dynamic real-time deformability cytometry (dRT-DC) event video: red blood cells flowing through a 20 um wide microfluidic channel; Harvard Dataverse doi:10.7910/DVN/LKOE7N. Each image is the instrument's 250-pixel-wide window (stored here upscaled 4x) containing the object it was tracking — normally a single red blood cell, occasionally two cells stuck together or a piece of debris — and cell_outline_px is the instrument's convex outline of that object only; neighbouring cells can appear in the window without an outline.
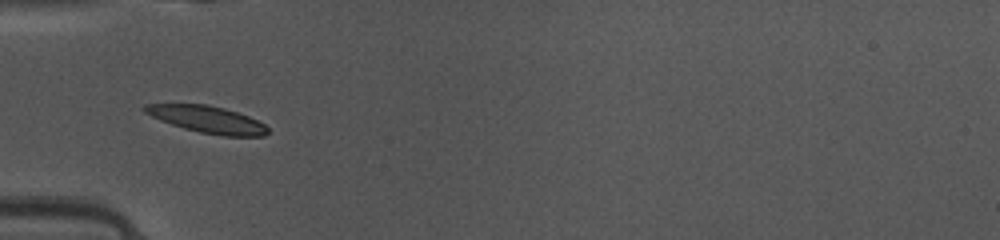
{"species": "common noctule bat (a hibernating species)", "species_latin": "Nyctalus noctula", "temperature_condition": "warm", "stored_images_in_passage": 33, "camera_frame_rate_fps": 3000, "um_per_image_px": 0.085, "animal": {"sex": "female", "body_mass_g": 10.0, "forearm_length_mm": 53.1}, "frame": {"image": 1, "passage_image": 1, "time_ms": 0.0, "image_size_px": [1000, 240], "cell_outline_px": [[268, 132], [264, 136], [224, 136], [200, 132], [184, 128], [160, 120], [144, 112], [140, 108], [144, 104], [208, 104], [224, 108], [248, 116], [264, 124], [268, 128]], "centroid_in_image_um": [17.59, 10.14], "position_along_channel_um": 67.4, "area_um2": 19.19}}
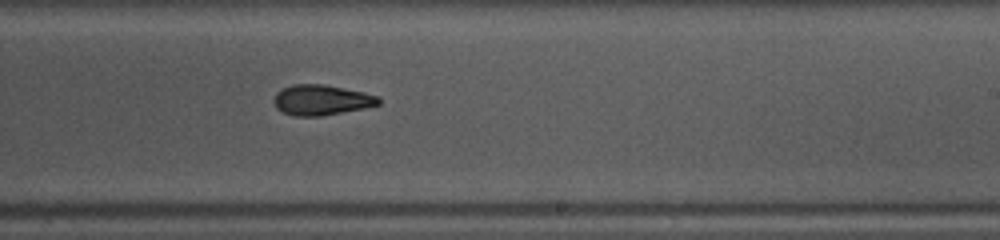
{"frame": {"image": 2, "passage_image": 15, "time_ms": 4.667, "image_size_px": [1000, 240], "cell_outline_px": [[380, 104], [364, 108], [320, 116], [296, 116], [284, 112], [276, 108], [272, 100], [276, 92], [292, 84], [324, 84], [364, 92], [376, 96], [380, 100]], "centroid_in_image_um": [27.29, 8.49], "position_along_channel_um": 261.7, "area_um2": 18.44}}
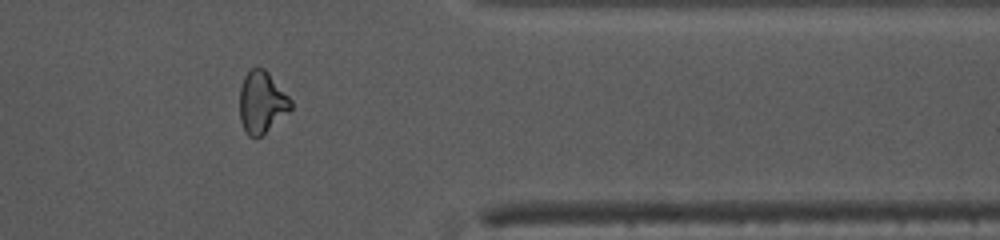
{"frame": {"image": 3, "passage_image": 25, "time_ms": 8.0, "image_size_px": [1000, 240], "cell_outline_px": [[292, 108], [288, 112], [256, 140], [248, 136], [240, 120], [240, 88], [244, 76], [252, 68], [264, 68], [268, 72], [292, 100]], "centroid_in_image_um": [22.24, 8.71], "position_along_channel_um": 389.2, "area_um2": 18.32}, "authors_computed_cell_mechanics": {"area_um2": 18.9006, "velocity_mm_per_s": 4.1632, "shape_relaxation_time_tau1_ms": 3.2468, "shape_relaxation_time_tau2_ms": 5.8197, "deformation_change_tau1": 0.1468, "deformation_change_tau2": 0.1301}}